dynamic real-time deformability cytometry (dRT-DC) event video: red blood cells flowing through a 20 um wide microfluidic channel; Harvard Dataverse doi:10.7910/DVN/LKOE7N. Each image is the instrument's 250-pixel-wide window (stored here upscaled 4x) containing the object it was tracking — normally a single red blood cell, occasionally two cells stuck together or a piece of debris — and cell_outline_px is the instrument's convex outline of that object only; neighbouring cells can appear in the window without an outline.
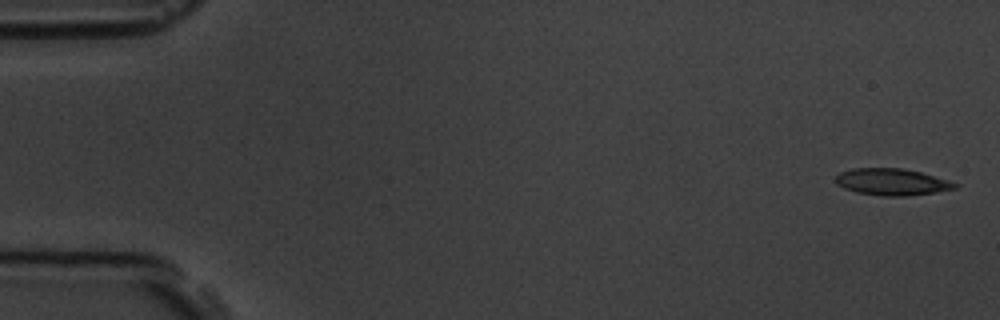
{"species": "common noctule bat (a hibernating species)", "species_latin": "Nyctalus noctula", "temperature_condition": "room temperature", "stored_images_in_passage": 5, "camera_frame_rate_fps": 3000, "um_per_image_px": 0.085, "animal": {"sex": "male", "body_mass_g": 19.5, "forearm_length_mm": 54.6}, "frame": {"image": 1, "passage_image": 1, "time_ms": 0.0, "image_size_px": [1000, 320], "cell_outline_px": [[960, 184], [956, 188], [936, 192], [904, 196], [880, 196], [856, 192], [844, 188], [836, 184], [836, 176], [840, 172], [852, 168], [904, 168], [920, 172], [948, 180]], "centroid_in_image_um": [75.8, 15.46], "position_along_channel_um": 9.2, "area_um2": 18.61}}
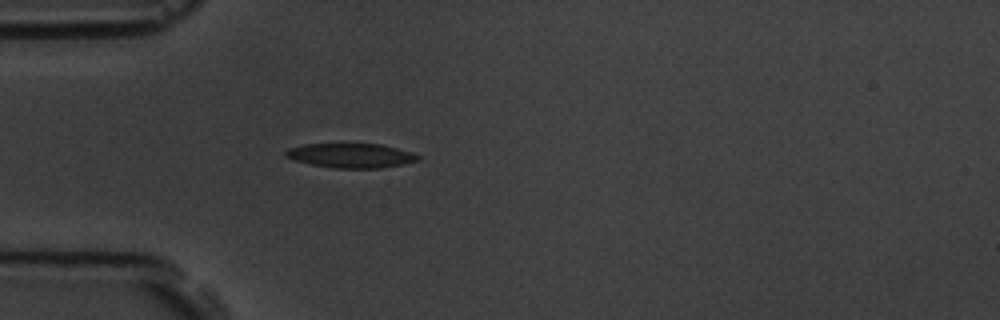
{"frame": {"image": 2, "passage_image": 5, "time_ms": 4.667, "image_size_px": [1000, 320], "cell_outline_px": [[420, 160], [380, 168], [332, 168], [312, 164], [296, 160], [284, 156], [284, 152], [288, 148], [304, 144], [380, 144], [412, 152], [420, 156]], "centroid_in_image_um": [29.81, 13.22], "position_along_channel_um": 55.2, "area_um2": 18.67}}